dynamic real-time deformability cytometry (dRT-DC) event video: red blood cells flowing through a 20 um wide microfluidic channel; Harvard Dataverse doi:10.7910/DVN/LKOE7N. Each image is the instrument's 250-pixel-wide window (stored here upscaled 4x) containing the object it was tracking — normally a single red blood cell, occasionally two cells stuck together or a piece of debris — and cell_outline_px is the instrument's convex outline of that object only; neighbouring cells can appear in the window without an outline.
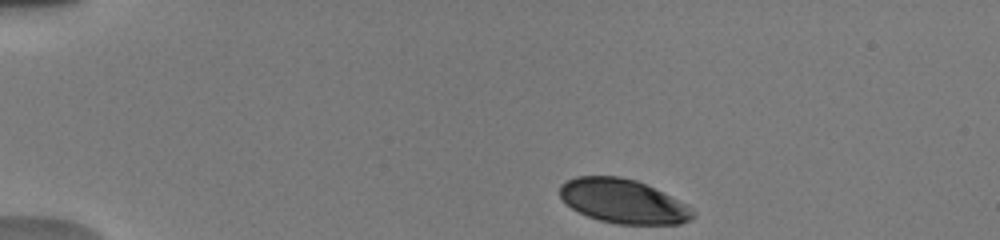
{"species": "human", "species_latin": "Homo sapiens", "temperature_condition": "warm", "stored_images_in_passage": 9, "camera_frame_rate_fps": 3000, "um_per_image_px": 0.085, "donor": {"sex": "male"}, "frame": {"image": 1, "passage_image": 1, "time_ms": 0.0, "image_size_px": [1000, 240], "cell_outline_px": [[696, 216], [692, 220], [680, 224], [616, 224], [600, 220], [588, 216], [572, 208], [560, 196], [560, 184], [576, 176], [620, 176], [636, 180], [684, 204], [696, 212]], "centroid_in_image_um": [52.96, 17.11], "position_along_channel_um": 32.0, "area_um2": 33.76}}
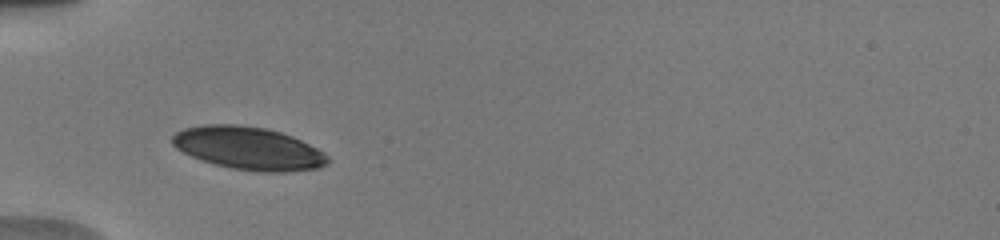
{"frame": {"image": 2, "passage_image": 8, "time_ms": 2.667, "image_size_px": [1000, 240], "cell_outline_px": [[328, 160], [320, 168], [288, 172], [256, 172], [232, 168], [200, 160], [176, 148], [172, 144], [172, 136], [176, 132], [184, 128], [204, 124], [236, 124], [264, 128], [280, 132], [292, 136], [324, 152], [328, 156]], "centroid_in_image_um": [21.11, 12.61], "position_along_channel_um": 63.9, "area_um2": 38.73}}